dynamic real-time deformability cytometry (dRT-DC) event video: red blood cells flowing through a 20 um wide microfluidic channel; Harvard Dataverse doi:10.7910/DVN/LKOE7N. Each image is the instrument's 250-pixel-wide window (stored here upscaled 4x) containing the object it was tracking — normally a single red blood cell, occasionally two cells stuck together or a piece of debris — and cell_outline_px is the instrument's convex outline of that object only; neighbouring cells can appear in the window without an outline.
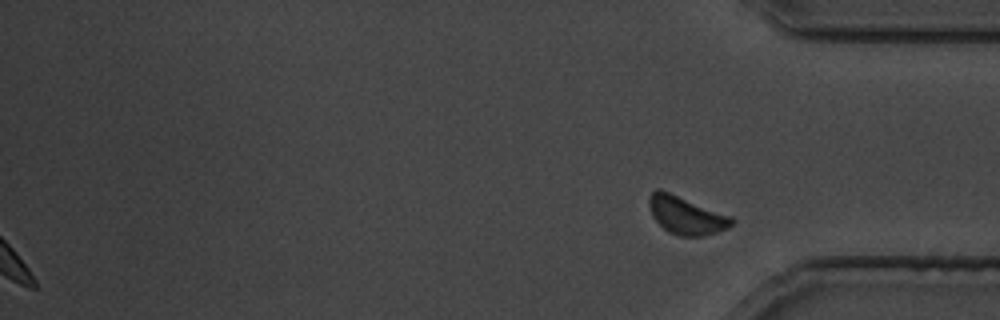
{"species": "common noctule bat (a hibernating species)", "species_latin": "Nyctalus noctula", "temperature_condition": "cold", "stored_images_in_passage": 26, "segment_of_instrument_passage": [2, 2], "camera_frame_rate_fps": 3000, "um_per_image_px": 0.085, "animal": {"sex": "male", "body_mass_g": 19.5, "forearm_length_mm": 54.6}, "frame": {"image": 1, "passage_image": 26, "time_ms": 31.0, "image_size_px": [1000, 320], "cell_outline_px": [[736, 220], [728, 228], [704, 236], [680, 236], [668, 232], [652, 216], [648, 204], [648, 196], [656, 188], [660, 188], [732, 216]], "centroid_in_image_um": [58.32, 18.28], "position_along_channel_um": 376.9, "area_um2": 18.44}}